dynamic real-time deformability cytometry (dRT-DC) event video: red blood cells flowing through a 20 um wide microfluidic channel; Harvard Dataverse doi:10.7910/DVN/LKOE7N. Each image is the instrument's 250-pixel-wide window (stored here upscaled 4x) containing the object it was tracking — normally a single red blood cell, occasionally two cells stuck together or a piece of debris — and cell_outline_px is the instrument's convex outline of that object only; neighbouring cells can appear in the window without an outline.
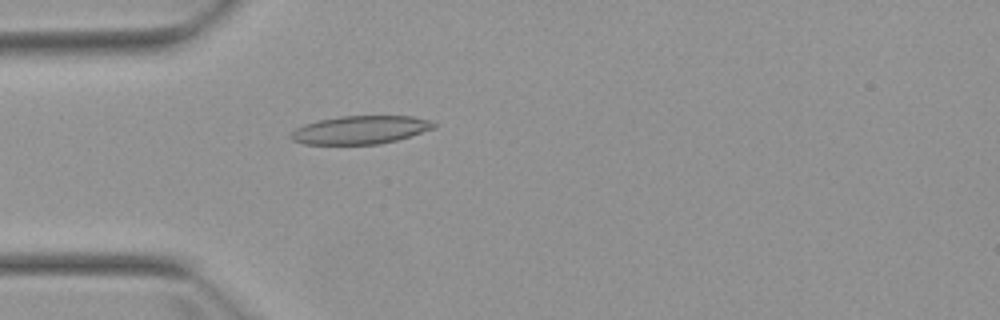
{"species": "Egyptian fruit bat (a non-hibernating species)", "species_latin": "Rousettus aegyptiacus", "temperature_condition": "warm", "stored_images_in_passage": 5, "camera_frame_rate_fps": 3000, "um_per_image_px": 0.085, "animal": {"sex": "female"}, "frame": {"image": 1, "passage_image": 5, "time_ms": 4.667, "image_size_px": [1000, 320], "cell_outline_px": [[436, 128], [396, 140], [380, 144], [304, 144], [292, 140], [288, 136], [296, 128], [304, 124], [316, 120], [340, 116], [412, 116], [432, 120], [436, 124]], "centroid_in_image_um": [30.63, 11.03], "position_along_channel_um": 54.4, "area_um2": 23.64}}